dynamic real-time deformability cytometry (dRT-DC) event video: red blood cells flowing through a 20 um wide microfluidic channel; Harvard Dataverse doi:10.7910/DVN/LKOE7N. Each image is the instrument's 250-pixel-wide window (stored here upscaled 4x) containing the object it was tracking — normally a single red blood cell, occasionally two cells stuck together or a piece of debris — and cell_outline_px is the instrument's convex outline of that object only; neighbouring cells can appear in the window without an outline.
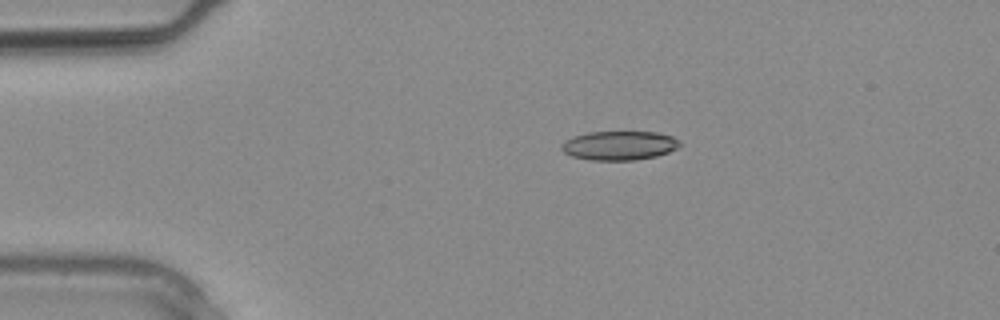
{"species": "common noctule bat (a hibernating species)", "species_latin": "Nyctalus noctula", "temperature_condition": "warm", "stored_images_in_passage": 3, "camera_frame_rate_fps": 3000, "um_per_image_px": 0.085, "animal": {"sex": "male", "body_mass_g": 20.4}, "frame": {"image": 1, "passage_image": 3, "time_ms": 0.667, "image_size_px": [1000, 320], "cell_outline_px": [[680, 144], [676, 148], [668, 152], [656, 156], [636, 160], [588, 160], [572, 156], [564, 152], [560, 148], [560, 144], [564, 140], [572, 136], [588, 132], [656, 132], [672, 136], [680, 140]], "centroid_in_image_um": [52.59, 12.37], "position_along_channel_um": 32.4, "area_um2": 20.17}}